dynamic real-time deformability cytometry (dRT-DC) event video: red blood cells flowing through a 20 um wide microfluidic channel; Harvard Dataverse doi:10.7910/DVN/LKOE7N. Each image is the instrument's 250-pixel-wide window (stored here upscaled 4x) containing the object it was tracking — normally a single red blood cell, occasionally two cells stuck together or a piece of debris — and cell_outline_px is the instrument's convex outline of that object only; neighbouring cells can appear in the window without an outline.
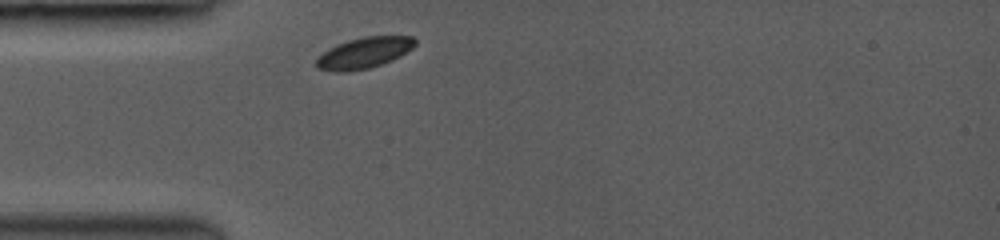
{"species": "common noctule bat (a hibernating species)", "species_latin": "Nyctalus noctula", "temperature_condition": "room temperature", "stored_images_in_passage": 1, "camera_frame_rate_fps": 3000, "um_per_image_px": 0.085, "animal": {"sex": "female", "body_mass_g": 19.0, "forearm_length_mm": 53.3}, "frame": {"image": 1, "passage_image": 1, "time_ms": 0.0, "image_size_px": [1000, 240], "cell_outline_px": [[416, 44], [412, 48], [400, 56], [392, 60], [368, 68], [348, 72], [336, 72], [316, 68], [316, 60], [328, 48], [336, 44], [348, 40], [364, 36], [412, 36], [416, 40]], "centroid_in_image_um": [30.94, 4.49], "position_along_channel_um": 54.1, "area_um2": 17.8}}